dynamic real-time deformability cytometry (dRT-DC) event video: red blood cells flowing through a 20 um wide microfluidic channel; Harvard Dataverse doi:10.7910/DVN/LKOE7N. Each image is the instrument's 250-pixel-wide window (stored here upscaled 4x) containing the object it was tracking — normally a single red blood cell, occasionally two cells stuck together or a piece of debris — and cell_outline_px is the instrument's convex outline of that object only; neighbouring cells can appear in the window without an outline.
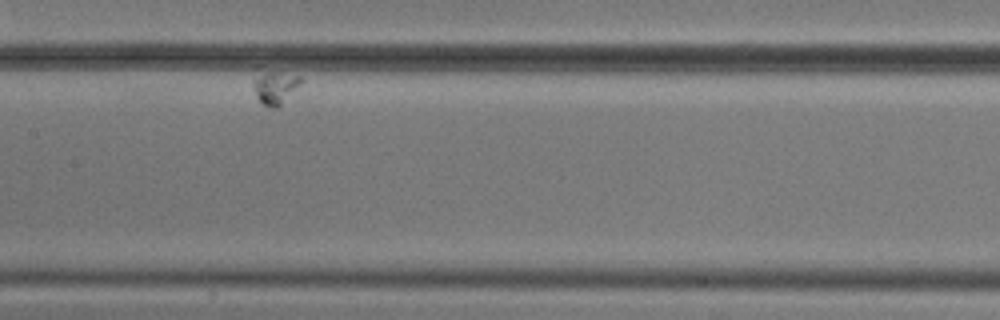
{"species": "common noctule bat (a hibernating species)", "species_latin": "Nyctalus noctula", "temperature_condition": "cold", "stored_images_in_passage": 9, "camera_frame_rate_fps": 3000, "um_per_image_px": 0.085, "animal": {"sex": "male", "body_mass_g": 20.5, "forearm_length_mm": 52.5}, "frame": {"image": 1, "passage_image": 4, "time_ms": 5.0, "image_size_px": [1000, 320], "cell_outline_px": [[304, 80], [276, 108], [272, 108], [264, 104], [256, 96], [252, 84], [252, 80], [256, 64], [260, 64], [304, 76]], "centroid_in_image_um": [23.3, 7.19], "position_along_channel_um": 184.1, "area_um2": 10.46}}